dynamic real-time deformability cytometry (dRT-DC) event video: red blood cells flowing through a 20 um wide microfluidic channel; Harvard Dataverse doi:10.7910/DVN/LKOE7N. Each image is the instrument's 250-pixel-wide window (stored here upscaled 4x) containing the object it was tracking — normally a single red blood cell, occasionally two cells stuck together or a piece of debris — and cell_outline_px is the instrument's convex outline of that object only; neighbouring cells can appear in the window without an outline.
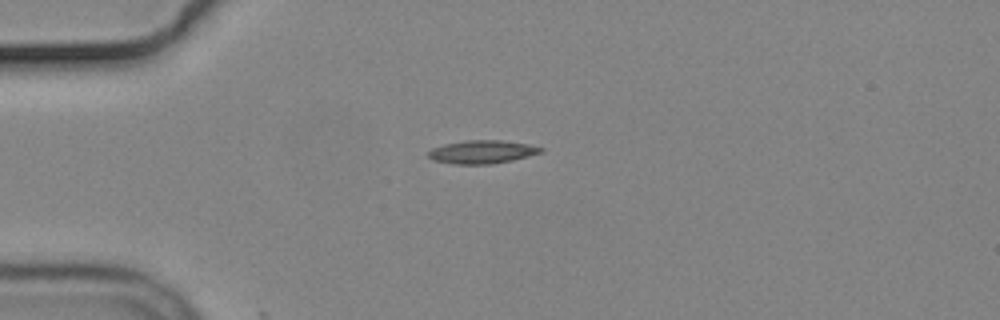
{"species": "common noctule bat (a hibernating species)", "species_latin": "Nyctalus noctula", "temperature_condition": "cold", "stored_images_in_passage": 5, "camera_frame_rate_fps": 3000, "um_per_image_px": 0.085, "animal": {"sex": "male", "body_mass_g": 19.2, "forearm_length_mm": 51.8}, "frame": {"image": 1, "passage_image": 1, "time_ms": 0.0, "image_size_px": [1000, 320], "cell_outline_px": [[544, 152], [512, 160], [492, 164], [456, 164], [432, 160], [428, 156], [428, 152], [432, 148], [444, 144], [464, 140], [500, 140], [528, 144], [544, 148]], "centroid_in_image_um": [40.98, 12.91], "position_along_channel_um": 44.0, "area_um2": 15.26}}
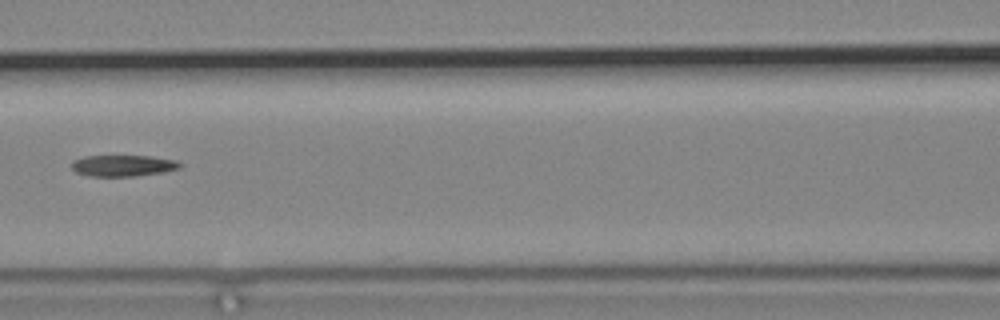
{"frame": {"image": 2, "passage_image": 4, "time_ms": 3.667, "image_size_px": [1000, 320], "cell_outline_px": [[184, 164], [180, 168], [164, 172], [132, 176], [88, 176], [76, 172], [72, 168], [72, 160], [84, 156], [152, 156], [176, 160]], "centroid_in_image_um": [10.48, 14.07], "position_along_channel_um": 156.1, "area_um2": 13.53}}
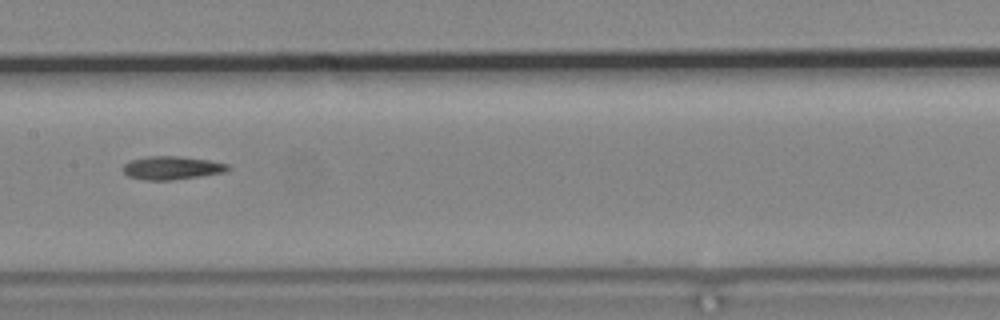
{"frame": {"image": 3, "passage_image": 5, "time_ms": 4.667, "image_size_px": [1000, 320], "cell_outline_px": [[232, 168], [228, 172], [172, 180], [144, 180], [128, 176], [124, 172], [124, 164], [132, 160], [148, 156], [180, 156], [208, 160], [228, 164]], "centroid_in_image_um": [14.66, 14.27], "position_along_channel_um": 192.7, "area_um2": 14.28}}